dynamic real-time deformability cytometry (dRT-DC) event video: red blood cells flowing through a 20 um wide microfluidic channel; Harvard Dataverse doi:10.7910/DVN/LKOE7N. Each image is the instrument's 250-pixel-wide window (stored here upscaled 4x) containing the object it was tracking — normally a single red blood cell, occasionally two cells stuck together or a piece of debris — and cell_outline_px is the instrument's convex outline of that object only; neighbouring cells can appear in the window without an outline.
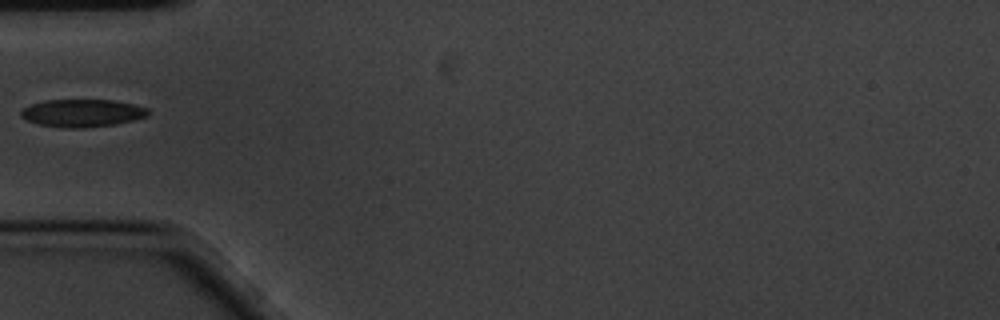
{"species": "common noctule bat (a hibernating species)", "species_latin": "Nyctalus noctula", "temperature_condition": "cold", "stored_images_in_passage": 22, "camera_frame_rate_fps": 3000, "um_per_image_px": 0.085, "animal": {"sex": "male", "body_mass_g": 20.1, "forearm_length_mm": 53.5}, "frame": {"image": 1, "passage_image": 1, "time_ms": 0.0, "image_size_px": [1000, 320], "cell_outline_px": [[148, 116], [116, 124], [84, 128], [64, 128], [40, 124], [28, 120], [20, 116], [20, 112], [28, 104], [44, 100], [112, 100], [132, 104], [148, 108]], "centroid_in_image_um": [6.97, 9.61], "position_along_channel_um": 78.0, "area_um2": 20.46}}
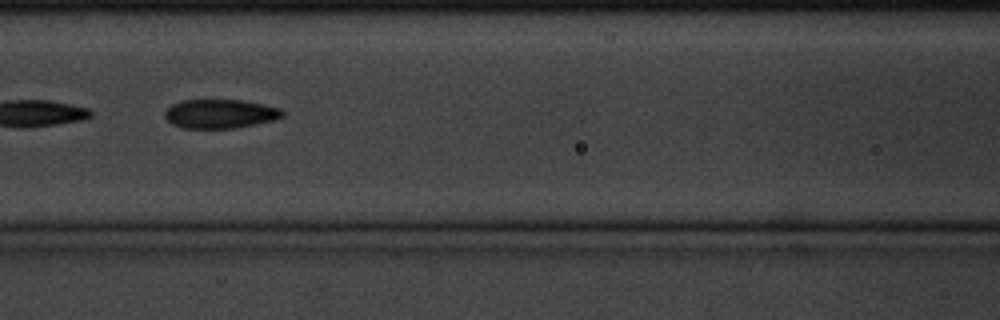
{"frame": {"image": 2, "passage_image": 7, "time_ms": 2.0, "image_size_px": [1000, 320], "cell_outline_px": [[284, 116], [276, 120], [236, 128], [180, 128], [172, 124], [164, 116], [164, 112], [172, 104], [180, 100], [244, 100], [280, 108], [284, 112]], "centroid_in_image_um": [18.72, 9.67], "position_along_channel_um": 147.9, "area_um2": 20.06}}